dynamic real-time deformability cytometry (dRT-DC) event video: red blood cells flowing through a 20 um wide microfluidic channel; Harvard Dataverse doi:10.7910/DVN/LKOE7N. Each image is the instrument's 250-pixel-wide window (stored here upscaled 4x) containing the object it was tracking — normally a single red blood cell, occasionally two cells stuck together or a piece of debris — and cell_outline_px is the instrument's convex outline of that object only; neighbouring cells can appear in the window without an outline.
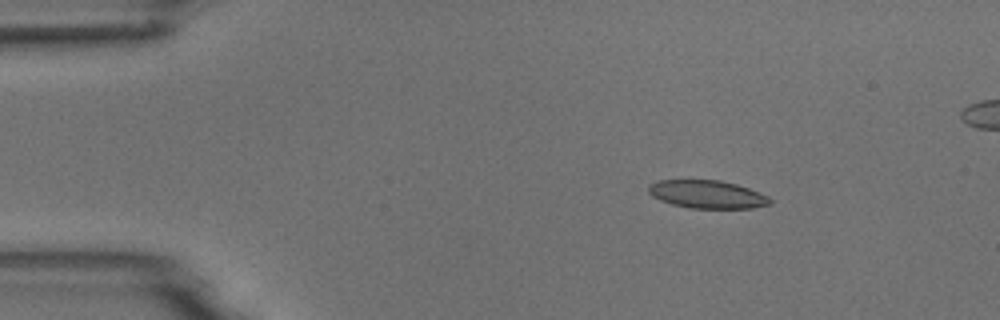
{"species": "common noctule bat (a hibernating species)", "species_latin": "Nyctalus noctula", "temperature_condition": "room temperature", "stored_images_in_passage": 48, "segment_of_instrument_passage": [1, 2], "camera_frame_rate_fps": 3000, "um_per_image_px": 0.085, "animal": {"sex": "male", "body_mass_g": 18.8}, "frame": {"image": 1, "passage_image": 1, "time_ms": 0.0, "image_size_px": [1000, 320], "cell_outline_px": [[772, 204], [752, 208], [688, 208], [672, 204], [660, 200], [652, 196], [648, 192], [648, 184], [656, 180], [720, 180], [736, 184], [760, 192], [768, 196], [772, 200]], "centroid_in_image_um": [60.1, 16.51], "position_along_channel_um": 24.9, "area_um2": 20.0}}
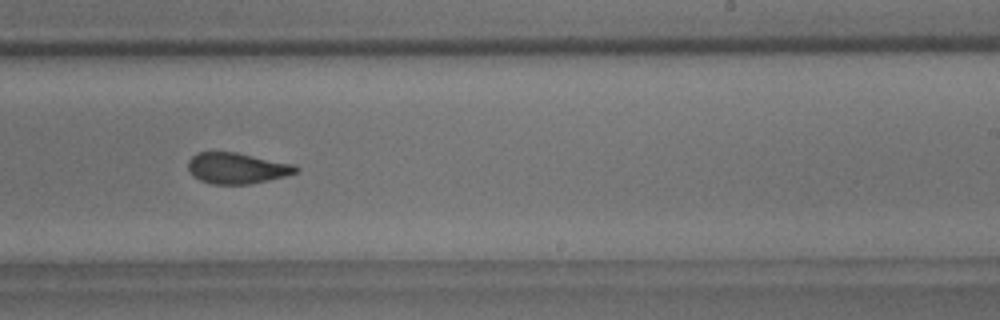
{"frame": {"image": 2, "passage_image": 26, "time_ms": 8.333, "image_size_px": [1000, 320], "cell_outline_px": [[300, 172], [268, 180], [248, 184], [212, 184], [200, 180], [192, 176], [188, 168], [188, 160], [196, 152], [236, 152], [296, 164], [300, 168]], "centroid_in_image_um": [20.16, 14.29], "position_along_channel_um": 268.8, "area_um2": 19.65}}
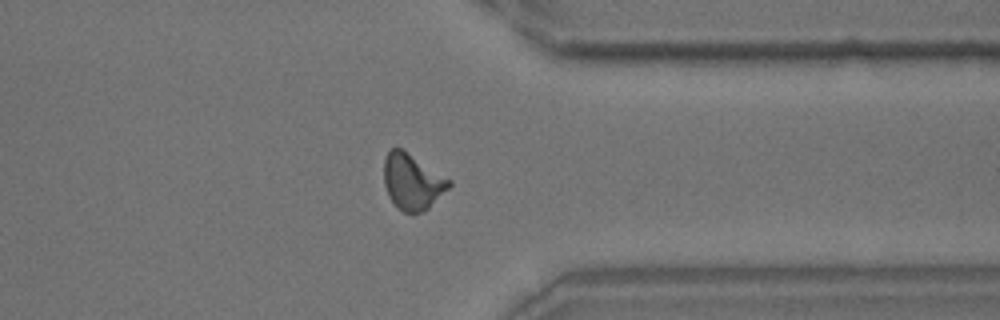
{"frame": {"image": 3, "passage_image": 35, "time_ms": 11.333, "image_size_px": [1000, 320], "cell_outline_px": [[452, 184], [424, 212], [404, 212], [388, 196], [384, 184], [384, 160], [388, 152], [392, 148], [404, 148], [452, 180]], "centroid_in_image_um": [35.06, 15.4], "position_along_channel_um": 376.3, "area_um2": 21.21}}